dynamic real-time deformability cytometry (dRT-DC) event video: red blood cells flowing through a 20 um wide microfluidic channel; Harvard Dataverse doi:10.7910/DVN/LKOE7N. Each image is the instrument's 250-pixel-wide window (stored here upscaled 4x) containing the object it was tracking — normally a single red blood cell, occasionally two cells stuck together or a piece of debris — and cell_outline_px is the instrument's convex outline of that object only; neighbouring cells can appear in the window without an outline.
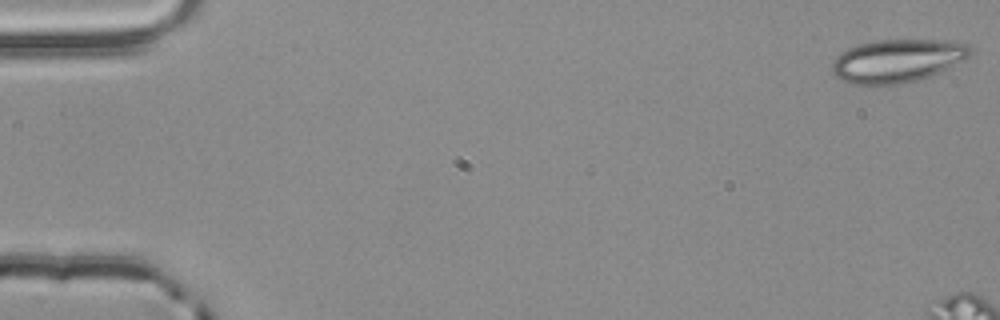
{"species": "common noctule bat (a hibernating species)", "species_latin": "Nyctalus noctula", "temperature_condition": "room temperature", "stored_images_in_passage": 10, "camera_frame_rate_fps": 3000, "um_per_image_px": 0.085, "animal": {"sex": "male", "body_mass_g": 20.4}, "frame": {"image": 1, "passage_image": 1, "time_ms": 0.0, "image_size_px": [1000, 320], "cell_outline_px": [[972, 56], [932, 76], [920, 80], [900, 84], [852, 84], [840, 80], [832, 72], [832, 60], [840, 52], [848, 48], [860, 44], [876, 40], [944, 40], [968, 44], [972, 48]], "centroid_in_image_um": [76.29, 5.17], "position_along_channel_um": 8.7, "area_um2": 35.08}}